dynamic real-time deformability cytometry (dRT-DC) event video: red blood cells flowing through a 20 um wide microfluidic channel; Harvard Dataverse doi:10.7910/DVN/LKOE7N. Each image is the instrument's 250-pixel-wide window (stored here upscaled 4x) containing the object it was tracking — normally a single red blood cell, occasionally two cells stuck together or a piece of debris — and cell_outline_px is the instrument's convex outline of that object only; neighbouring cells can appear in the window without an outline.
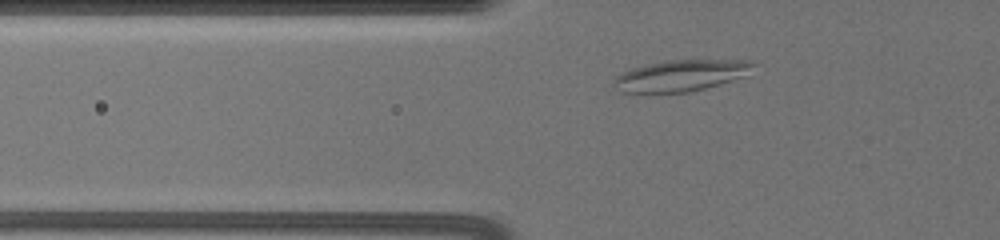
{"species": "common noctule bat (a hibernating species)", "species_latin": "Nyctalus noctula", "temperature_condition": "warm", "stored_images_in_passage": 23, "camera_frame_rate_fps": 3000, "um_per_image_px": 0.085, "animal": {"sex": "female", "body_mass_g": 19.5, "forearm_length_mm": 54.1}, "frame": {"image": 1, "passage_image": 16, "time_ms": 3.0, "image_size_px": [1000, 240], "cell_outline_px": [[756, 64], [752, 76], [688, 92], [624, 92], [612, 84], [612, 80], [620, 72], [632, 68], [648, 64], [668, 60], [752, 60]], "centroid_in_image_um": [57.99, 6.41], "position_along_channel_um": 67.8, "area_um2": 25.78}}